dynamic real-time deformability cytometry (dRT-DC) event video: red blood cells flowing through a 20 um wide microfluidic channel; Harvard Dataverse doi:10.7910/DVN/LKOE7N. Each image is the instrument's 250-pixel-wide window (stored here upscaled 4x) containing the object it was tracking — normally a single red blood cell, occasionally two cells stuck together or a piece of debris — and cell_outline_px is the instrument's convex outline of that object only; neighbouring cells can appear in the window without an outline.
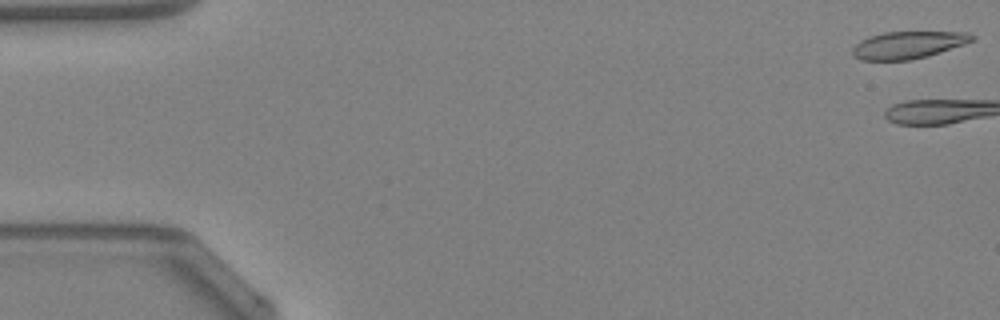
{"species": "Egyptian fruit bat (a non-hibernating species)", "species_latin": "Rousettus aegyptiacus", "temperature_condition": "warm", "stored_images_in_passage": 3, "camera_frame_rate_fps": 3000, "um_per_image_px": 0.085, "animal": {"sex": "female"}, "frame": {"image": 1, "passage_image": 1, "time_ms": 0.0, "image_size_px": [1000, 320], "cell_outline_px": [[976, 36], [972, 40], [964, 44], [912, 60], [860, 60], [852, 56], [852, 48], [860, 40], [884, 32], [968, 32]], "centroid_in_image_um": [77.15, 3.82], "position_along_channel_um": 7.9, "area_um2": 18.79}}